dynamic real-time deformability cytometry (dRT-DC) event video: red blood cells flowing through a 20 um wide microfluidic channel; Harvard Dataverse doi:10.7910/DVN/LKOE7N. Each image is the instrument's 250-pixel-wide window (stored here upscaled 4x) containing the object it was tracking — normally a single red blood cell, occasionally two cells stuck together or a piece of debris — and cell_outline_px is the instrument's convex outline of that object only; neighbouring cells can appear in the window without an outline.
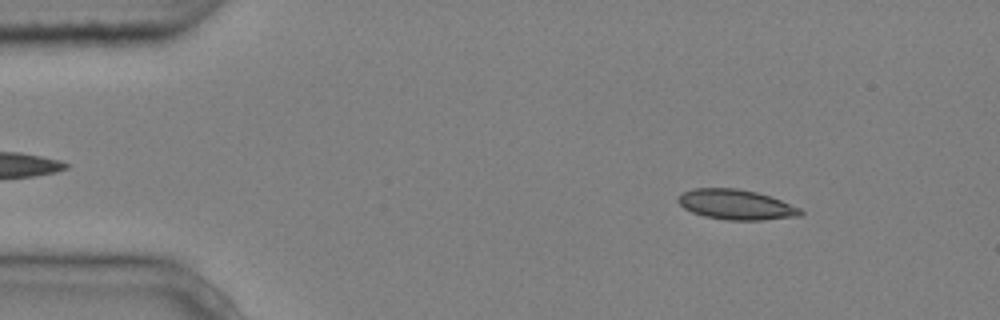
{"species": "common noctule bat (a hibernating species)", "species_latin": "Nyctalus noctula", "temperature_condition": "cold", "stored_images_in_passage": 4, "camera_frame_rate_fps": 3000, "um_per_image_px": 0.085, "animal": {"sex": "male", "body_mass_g": 20.4}, "frame": {"image": 1, "passage_image": 1, "time_ms": 0.0, "image_size_px": [1000, 320], "cell_outline_px": [[804, 212], [800, 216], [760, 220], [728, 220], [704, 216], [692, 212], [684, 208], [676, 200], [676, 196], [684, 192], [696, 188], [736, 188], [756, 192], [780, 200], [800, 208]], "centroid_in_image_um": [62.54, 17.39], "position_along_channel_um": 22.5, "area_um2": 21.33}}
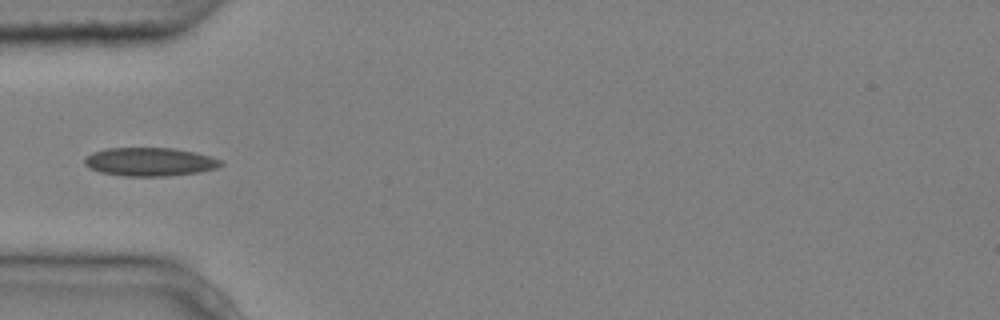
{"frame": {"image": 2, "passage_image": 4, "time_ms": 1.0, "image_size_px": [1000, 320], "cell_outline_px": [[224, 164], [216, 168], [200, 172], [168, 176], [124, 176], [100, 172], [88, 168], [84, 164], [84, 160], [92, 152], [108, 148], [172, 148], [196, 152], [224, 160]], "centroid_in_image_um": [12.76, 13.76], "position_along_channel_um": 72.2, "area_um2": 22.77}}